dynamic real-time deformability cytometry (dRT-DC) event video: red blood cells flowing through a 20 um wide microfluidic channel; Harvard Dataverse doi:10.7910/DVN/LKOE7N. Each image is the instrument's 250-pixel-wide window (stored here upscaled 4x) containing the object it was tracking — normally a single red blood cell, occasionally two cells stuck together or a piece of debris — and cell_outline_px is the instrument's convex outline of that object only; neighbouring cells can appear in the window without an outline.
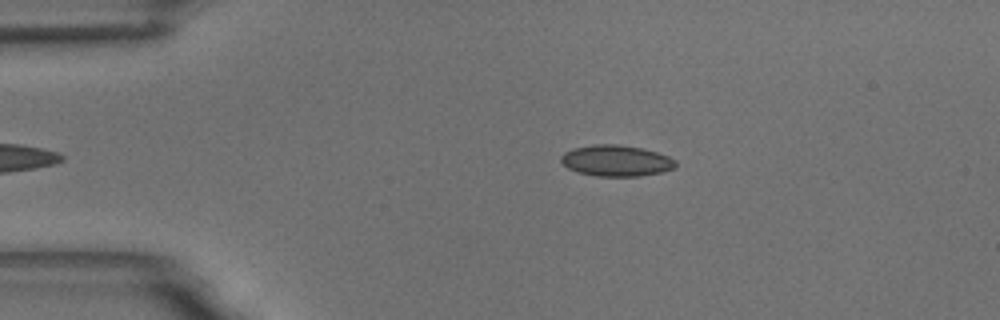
{"species": "common noctule bat (a hibernating species)", "species_latin": "Nyctalus noctula", "temperature_condition": "room temperature", "stored_images_in_passage": 39, "camera_frame_rate_fps": 3000, "um_per_image_px": 0.085, "animal": {"sex": "male", "body_mass_g": 18.8}, "frame": {"image": 1, "passage_image": 2, "time_ms": 0.333, "image_size_px": [1000, 320], "cell_outline_px": [[676, 168], [660, 172], [640, 176], [596, 176], [576, 172], [568, 168], [560, 160], [560, 156], [564, 152], [572, 148], [592, 144], [616, 144], [644, 148], [668, 156], [676, 160]], "centroid_in_image_um": [52.36, 13.65], "position_along_channel_um": 32.6, "area_um2": 20.98}}
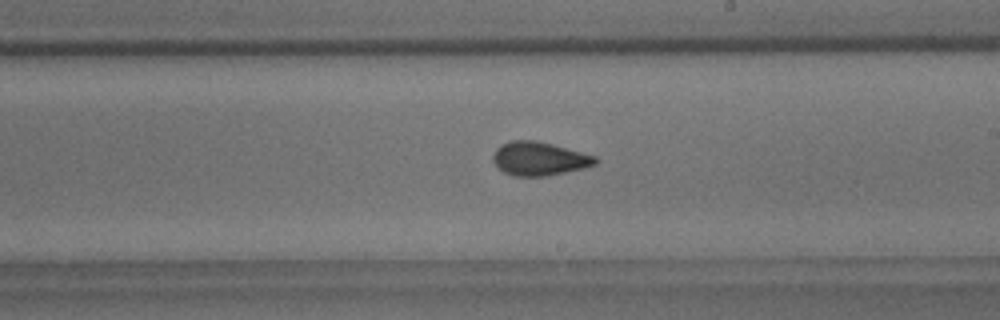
{"frame": {"image": 2, "passage_image": 23, "time_ms": 7.333, "image_size_px": [1000, 320], "cell_outline_px": [[600, 160], [596, 164], [584, 168], [548, 176], [512, 176], [504, 172], [492, 160], [492, 156], [496, 148], [500, 144], [508, 140], [536, 140], [552, 144], [596, 156]], "centroid_in_image_um": [45.83, 13.48], "position_along_channel_um": 243.2, "area_um2": 20.23}}
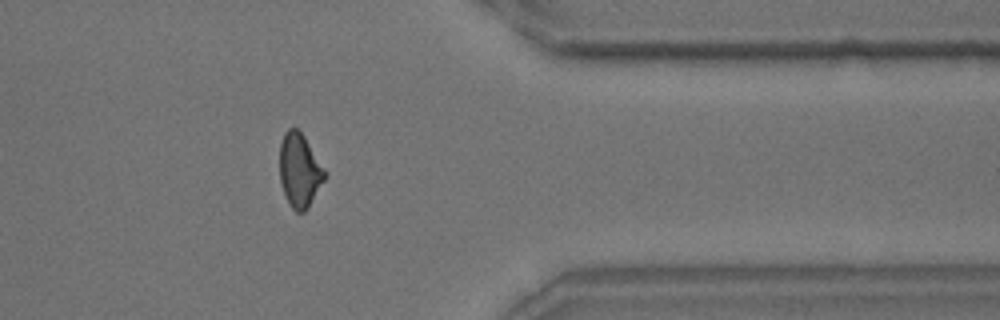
{"frame": {"image": 3, "passage_image": 36, "time_ms": 11.667, "image_size_px": [1000, 320], "cell_outline_px": [[324, 180], [308, 208], [304, 212], [296, 212], [288, 204], [280, 180], [280, 144], [284, 132], [288, 128], [296, 128], [304, 136], [324, 168]], "centroid_in_image_um": [25.44, 14.49], "position_along_channel_um": 386.0, "area_um2": 19.13}, "authors_computed_cell_mechanics": {"area_um2": 19.8254, "velocity_mm_per_s": 3.6313, "shape_relaxation_time_tau1_ms": 7.1821, "shape_relaxation_time_tau2_ms": 1.4671, "deformation_change_tau1": 0.1464, "deformation_change_tau2": 0.0796}}